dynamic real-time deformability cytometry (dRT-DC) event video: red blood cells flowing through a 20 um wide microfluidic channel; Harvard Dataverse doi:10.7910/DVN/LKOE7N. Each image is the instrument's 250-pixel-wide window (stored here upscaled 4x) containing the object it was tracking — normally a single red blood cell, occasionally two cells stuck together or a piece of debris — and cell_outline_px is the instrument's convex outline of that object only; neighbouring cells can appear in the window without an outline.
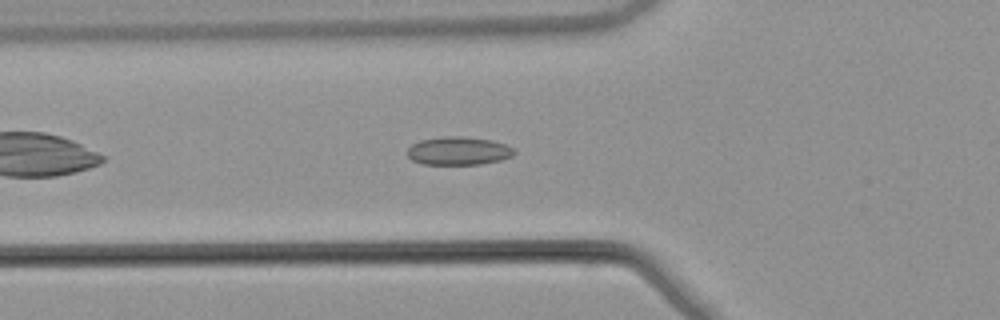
{"species": "common noctule bat (a hibernating species)", "species_latin": "Nyctalus noctula", "temperature_condition": "warm", "stored_images_in_passage": 38, "camera_frame_rate_fps": 3000, "um_per_image_px": 0.085, "animal": {"sex": "male", "body_mass_g": 21.5, "forearm_length_mm": 52.0}, "frame": {"image": 1, "passage_image": 4, "time_ms": 1.0, "image_size_px": [1000, 320], "cell_outline_px": [[516, 152], [512, 156], [500, 160], [480, 164], [424, 164], [412, 160], [408, 156], [408, 148], [412, 144], [420, 140], [444, 136], [460, 136], [492, 140], [504, 144], [512, 148]], "centroid_in_image_um": [38.96, 12.82], "position_along_channel_um": 86.8, "area_um2": 17.46}}
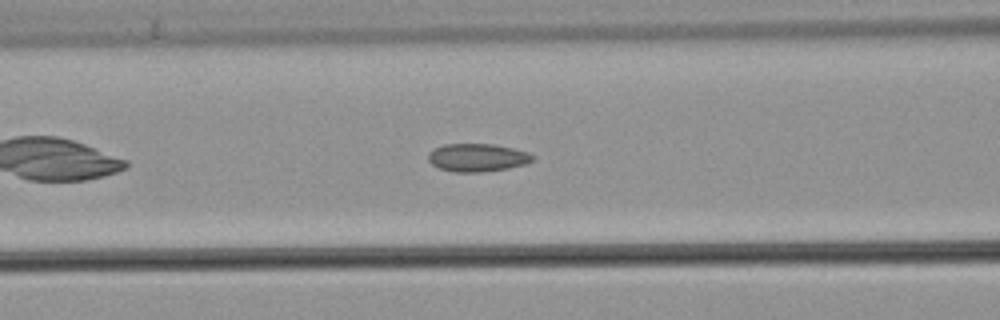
{"frame": {"image": 2, "passage_image": 7, "time_ms": 2.0, "image_size_px": [1000, 320], "cell_outline_px": [[536, 156], [532, 160], [524, 164], [508, 168], [480, 172], [452, 172], [440, 168], [432, 164], [428, 160], [428, 152], [432, 148], [444, 144], [492, 144], [512, 148], [528, 152]], "centroid_in_image_um": [40.54, 13.39], "position_along_channel_um": 126.1, "area_um2": 17.05}}
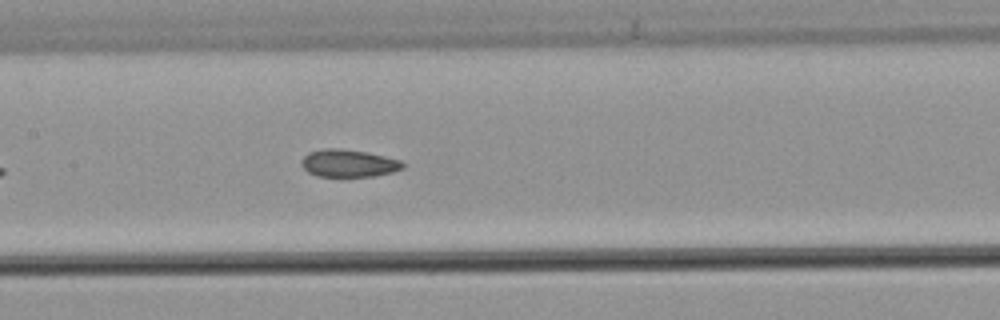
{"frame": {"image": 3, "passage_image": 11, "time_ms": 3.333, "image_size_px": [1000, 320], "cell_outline_px": [[404, 168], [392, 172], [372, 176], [316, 176], [308, 172], [300, 164], [300, 160], [308, 152], [324, 148], [340, 148], [368, 152], [400, 160], [404, 164]], "centroid_in_image_um": [29.6, 13.86], "position_along_channel_um": 177.8, "area_um2": 16.3}, "authors_computed_cell_mechanics": {"area_um2": 16.4441, "velocity_mm_per_s": 3.8815, "shape_relaxation_time_tau1_ms": null, "shape_relaxation_time_tau2_ms": 2.8703, "deformation_change_tau1": null, "deformation_change_tau2": 0.0914}}